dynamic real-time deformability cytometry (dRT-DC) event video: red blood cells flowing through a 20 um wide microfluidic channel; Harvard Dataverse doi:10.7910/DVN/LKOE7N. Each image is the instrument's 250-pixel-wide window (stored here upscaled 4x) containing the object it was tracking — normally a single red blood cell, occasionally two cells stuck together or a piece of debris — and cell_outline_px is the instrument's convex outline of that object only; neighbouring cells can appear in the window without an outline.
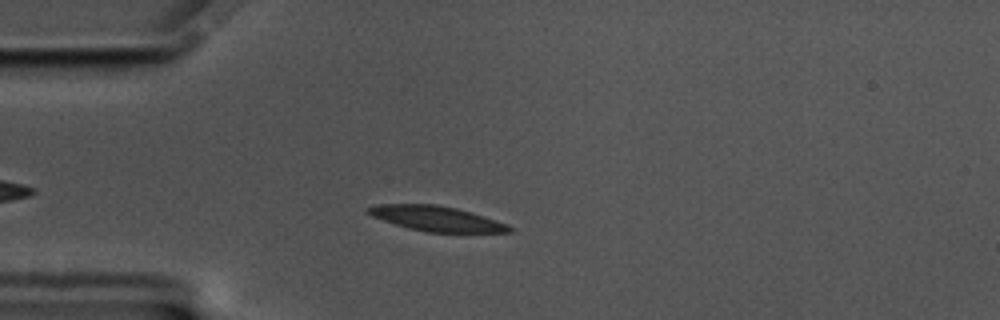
{"species": "common noctule bat (a hibernating species)", "species_latin": "Nyctalus noctula", "temperature_condition": "cold", "stored_images_in_passage": 51, "camera_frame_rate_fps": 3000, "um_per_image_px": 0.085, "animal": {"sex": "male", "body_mass_g": 17.5, "forearm_length_mm": 52.3}, "frame": {"image": 1, "passage_image": 8, "time_ms": 2.333, "image_size_px": [1000, 320], "cell_outline_px": [[516, 228], [512, 232], [428, 232], [408, 228], [372, 216], [364, 212], [364, 208], [380, 204], [436, 204], [456, 208], [472, 212], [508, 224]], "centroid_in_image_um": [37.11, 18.57], "position_along_channel_um": 47.9, "area_um2": 20.63}}
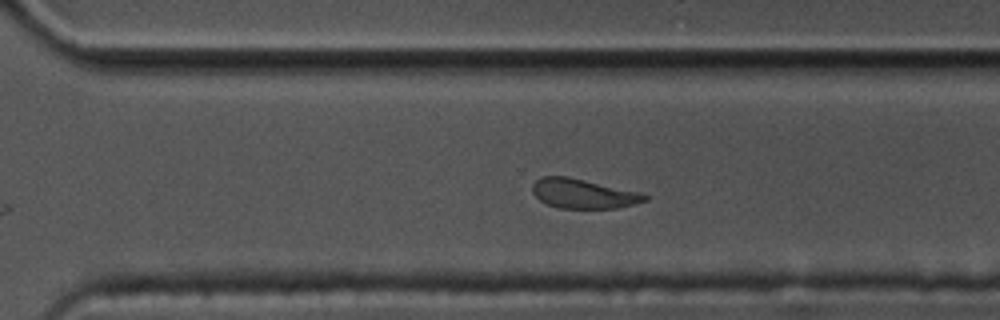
{"frame": {"image": 2, "passage_image": 33, "time_ms": 10.667, "image_size_px": [1000, 320], "cell_outline_px": [[648, 200], [636, 204], [616, 208], [560, 208], [548, 204], [540, 200], [532, 192], [532, 184], [536, 180], [544, 176], [568, 176], [640, 192], [648, 196]], "centroid_in_image_um": [49.59, 16.46], "position_along_channel_um": 321.0, "area_um2": 19.31}}
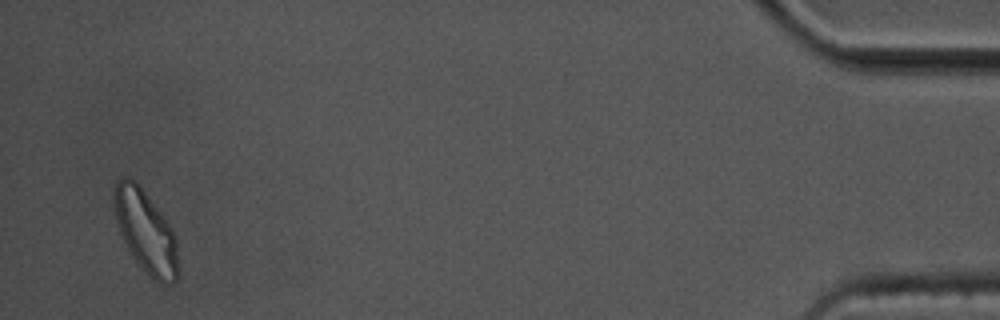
{"frame": {"image": 3, "passage_image": 49, "time_ms": 16.0, "image_size_px": [1000, 320], "cell_outline_px": [[180, 276], [172, 284], [160, 284], [152, 280], [132, 256], [120, 232], [116, 220], [112, 200], [112, 188], [116, 180], [120, 176], [124, 176], [136, 180], [140, 184], [172, 228], [176, 236]], "centroid_in_image_um": [12.38, 19.66], "position_along_channel_um": 422.8, "area_um2": 31.62}, "authors_computed_cell_mechanics": {"area_um2": 20.808, "velocity_mm_per_s": 3.4507, "shape_relaxation_time_tau1_ms": 2.5164, "shape_relaxation_time_tau2_ms": 3.1003, "deformation_change_tau1": 0.1034, "deformation_change_tau2": 0.0897}}